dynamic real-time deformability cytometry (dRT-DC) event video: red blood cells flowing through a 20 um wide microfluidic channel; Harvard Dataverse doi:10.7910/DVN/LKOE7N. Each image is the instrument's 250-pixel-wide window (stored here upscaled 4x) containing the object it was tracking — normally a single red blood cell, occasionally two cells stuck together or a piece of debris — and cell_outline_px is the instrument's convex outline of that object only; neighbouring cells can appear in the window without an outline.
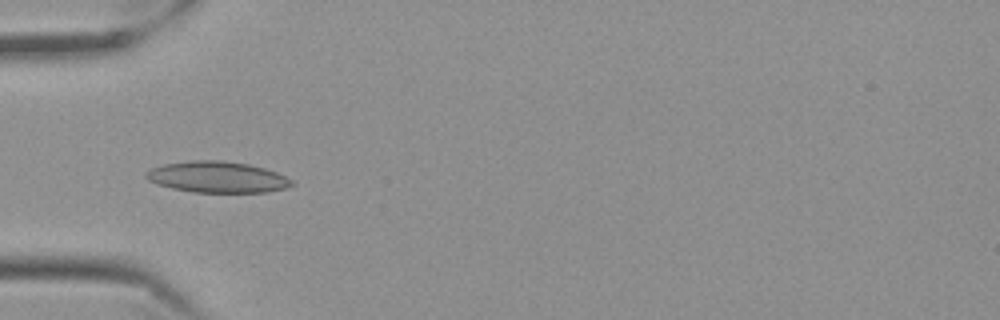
{"species": "Egyptian fruit bat (a non-hibernating species)", "species_latin": "Rousettus aegyptiacus", "temperature_condition": "cold", "stored_images_in_passage": 50, "camera_frame_rate_fps": 3000, "um_per_image_px": 0.085, "frame": {"image": 1, "passage_image": 11, "time_ms": 3.333, "image_size_px": [1000, 320], "cell_outline_px": [[296, 184], [284, 188], [268, 192], [192, 192], [172, 188], [156, 184], [148, 180], [144, 176], [144, 172], [152, 168], [164, 164], [192, 160], [220, 160], [248, 164], [264, 168], [276, 172], [292, 180]], "centroid_in_image_um": [18.44, 15.05], "position_along_channel_um": 66.6, "area_um2": 26.47}}
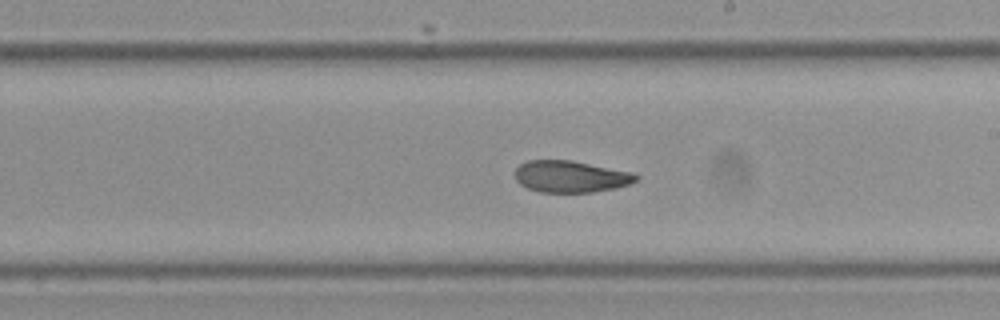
{"frame": {"image": 2, "passage_image": 26, "time_ms": 8.333, "image_size_px": [1000, 320], "cell_outline_px": [[640, 180], [616, 188], [592, 192], [540, 192], [528, 188], [520, 184], [516, 180], [516, 168], [520, 164], [528, 160], [572, 160], [632, 172], [640, 176]], "centroid_in_image_um": [48.53, 15.0], "position_along_channel_um": 240.5, "area_um2": 22.43}}
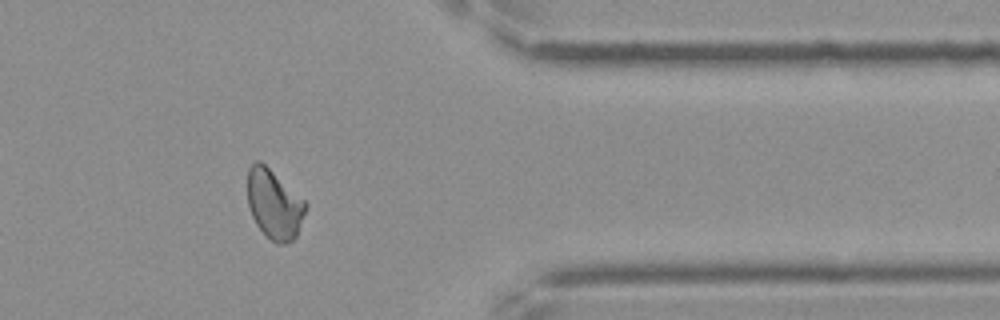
{"frame": {"image": 3, "passage_image": 40, "time_ms": 13.0, "image_size_px": [1000, 320], "cell_outline_px": [[308, 204], [296, 236], [292, 240], [284, 244], [276, 244], [256, 224], [252, 216], [248, 204], [248, 168], [256, 160], [260, 160], [304, 200]], "centroid_in_image_um": [23.3, 17.36], "position_along_channel_um": 388.1, "area_um2": 23.12}, "authors_computed_cell_mechanics": {"area_um2": 23.2356, "velocity_mm_per_s": 3.4859, "shape_relaxation_time_tau1_ms": 10.8531, "shape_relaxation_time_tau2_ms": 3.9539, "deformation_change_tau1": 0.2169, "deformation_change_tau2": 0.0958}}